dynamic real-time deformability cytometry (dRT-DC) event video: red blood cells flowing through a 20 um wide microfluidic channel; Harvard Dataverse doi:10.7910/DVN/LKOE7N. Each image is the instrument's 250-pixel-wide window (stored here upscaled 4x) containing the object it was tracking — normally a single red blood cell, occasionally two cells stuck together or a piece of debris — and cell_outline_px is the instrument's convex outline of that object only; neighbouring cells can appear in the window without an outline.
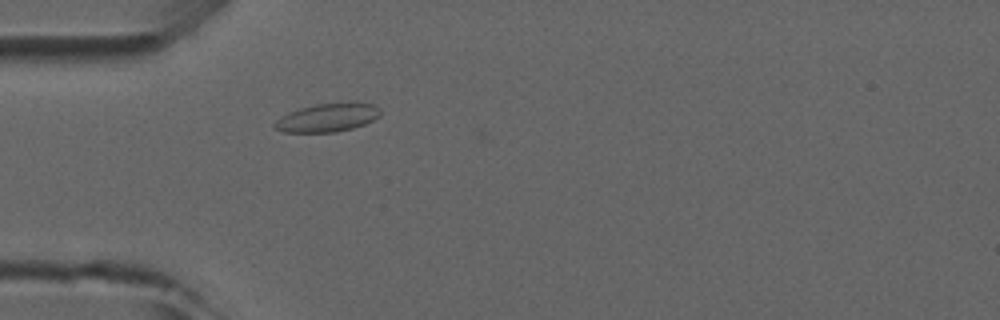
{"species": "common noctule bat (a hibernating species)", "species_latin": "Nyctalus noctula", "temperature_condition": "room temperature", "stored_images_in_passage": 4, "camera_frame_rate_fps": 3000, "um_per_image_px": 0.085, "animal": {"sex": "male", "forearm_length_mm": 52.5}, "frame": {"image": 1, "passage_image": 4, "time_ms": 3.333, "image_size_px": [1000, 320], "cell_outline_px": [[380, 116], [364, 124], [352, 128], [336, 132], [284, 132], [276, 128], [272, 124], [280, 116], [288, 112], [300, 108], [316, 104], [372, 104], [380, 108]], "centroid_in_image_um": [27.78, 10.02], "position_along_channel_um": 57.2, "area_um2": 17.05}}